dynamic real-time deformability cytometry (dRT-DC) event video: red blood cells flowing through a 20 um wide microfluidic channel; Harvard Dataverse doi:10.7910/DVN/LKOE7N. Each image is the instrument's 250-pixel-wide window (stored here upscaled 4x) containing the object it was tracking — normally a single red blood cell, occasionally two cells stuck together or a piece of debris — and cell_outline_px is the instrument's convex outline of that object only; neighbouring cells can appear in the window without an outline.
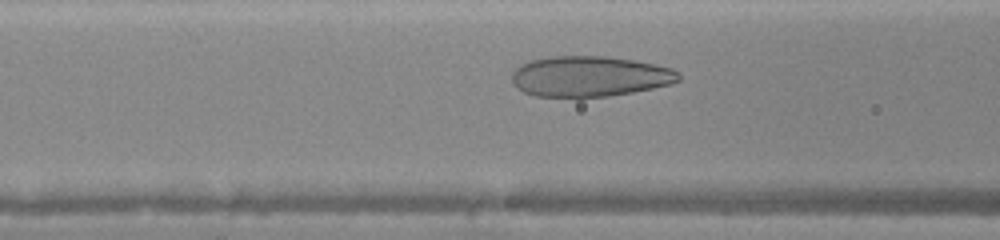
{"species": "human", "species_latin": "Homo sapiens", "temperature_condition": "warm", "stored_images_in_passage": 29, "camera_frame_rate_fps": 3000, "um_per_image_px": 0.085, "donor": {"sex": "female"}, "frame": {"image": 1, "passage_image": 10, "time_ms": 3.0, "image_size_px": [1000, 240], "cell_outline_px": [[680, 80], [672, 84], [632, 92], [608, 96], [576, 100], [536, 96], [524, 92], [516, 88], [512, 84], [512, 72], [516, 68], [532, 60], [556, 56], [604, 56], [632, 60], [672, 68], [680, 76]], "centroid_in_image_um": [50.08, 6.54], "position_along_channel_um": 116.5, "area_um2": 40.0}}
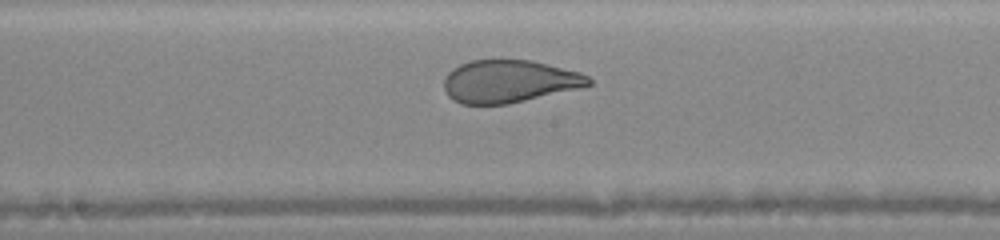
{"frame": {"image": 2, "passage_image": 16, "time_ms": 5.0, "image_size_px": [1000, 240], "cell_outline_px": [[592, 84], [580, 88], [508, 104], [460, 104], [452, 100], [448, 96], [444, 88], [444, 76], [452, 68], [460, 64], [472, 60], [532, 60], [580, 72], [588, 76], [592, 80]], "centroid_in_image_um": [43.26, 6.91], "position_along_channel_um": 204.9, "area_um2": 36.07}}
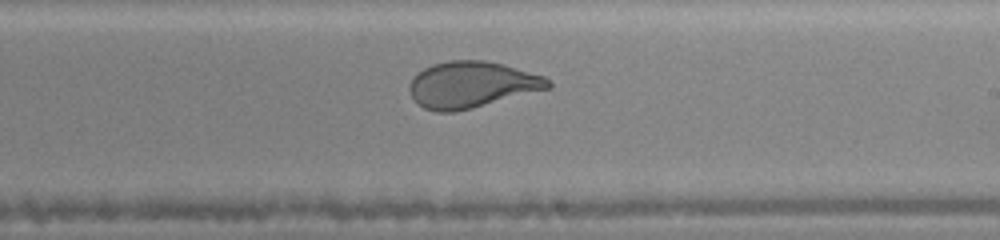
{"frame": {"image": 3, "passage_image": 19, "time_ms": 6.0, "image_size_px": [1000, 240], "cell_outline_px": [[552, 88], [456, 112], [436, 112], [424, 108], [412, 96], [408, 88], [408, 84], [412, 76], [416, 72], [432, 64], [452, 60], [484, 60], [504, 64], [544, 76], [552, 84]], "centroid_in_image_um": [40.08, 7.19], "position_along_channel_um": 248.9, "area_um2": 37.63}}